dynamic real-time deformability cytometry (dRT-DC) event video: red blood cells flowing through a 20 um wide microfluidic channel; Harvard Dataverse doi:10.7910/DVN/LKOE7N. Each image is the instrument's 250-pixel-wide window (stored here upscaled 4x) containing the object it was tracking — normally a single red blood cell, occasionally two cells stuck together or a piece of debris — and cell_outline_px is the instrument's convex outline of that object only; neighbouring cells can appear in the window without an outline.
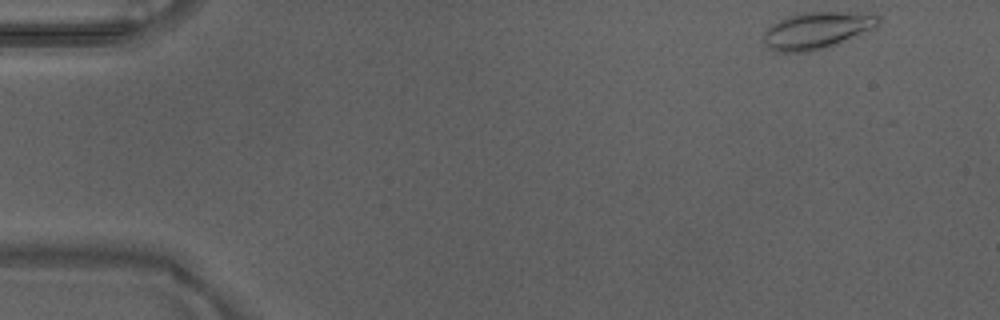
{"species": "Egyptian fruit bat (a non-hibernating species)", "species_latin": "Rousettus aegyptiacus", "temperature_condition": "warm", "stored_images_in_passage": 22, "camera_frame_rate_fps": 3000, "um_per_image_px": 0.085, "animal": {"sex": "male"}, "frame": {"image": 1, "passage_image": 1, "time_ms": 0.0, "image_size_px": [1000, 320], "cell_outline_px": [[880, 24], [876, 28], [840, 44], [828, 48], [812, 52], [776, 52], [768, 48], [764, 44], [764, 32], [772, 24], [788, 16], [804, 12], [876, 12], [880, 16]], "centroid_in_image_um": [69.53, 2.59], "position_along_channel_um": 15.5, "area_um2": 25.43}}
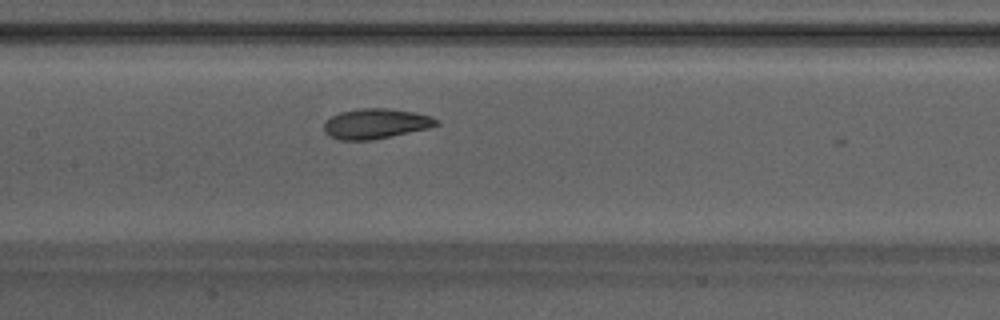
{"frame": {"image": 2, "passage_image": 21, "time_ms": 6.667, "image_size_px": [1000, 320], "cell_outline_px": [[440, 124], [428, 128], [372, 140], [340, 140], [328, 136], [324, 132], [324, 120], [340, 112], [360, 108], [388, 108], [416, 112], [432, 116], [440, 120]], "centroid_in_image_um": [31.94, 10.5], "position_along_channel_um": 175.5, "area_um2": 19.94}}